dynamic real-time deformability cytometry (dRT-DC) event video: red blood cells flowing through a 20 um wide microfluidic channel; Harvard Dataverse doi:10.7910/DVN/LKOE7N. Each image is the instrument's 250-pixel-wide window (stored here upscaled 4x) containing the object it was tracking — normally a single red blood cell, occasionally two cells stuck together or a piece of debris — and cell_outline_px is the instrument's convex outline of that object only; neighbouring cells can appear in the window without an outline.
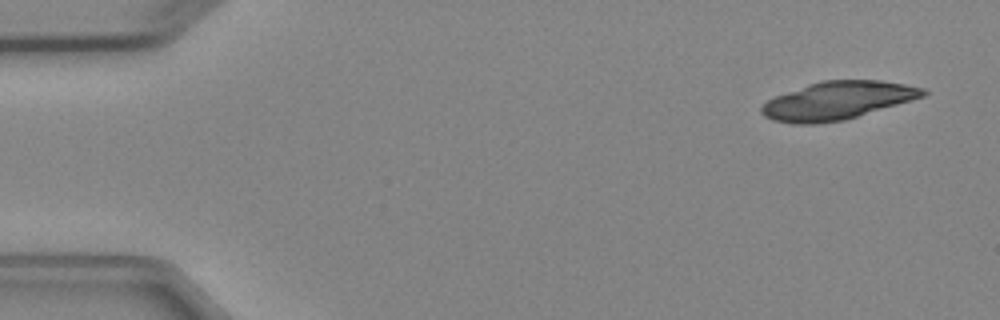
{"species": "Egyptian fruit bat (a non-hibernating species)", "species_latin": "Rousettus aegyptiacus", "temperature_condition": "cold", "stored_images_in_passage": 4, "camera_frame_rate_fps": 3000, "um_per_image_px": 0.085, "animal": {"sex": "female"}, "frame": {"image": 1, "passage_image": 1, "time_ms": 0.0, "image_size_px": [1000, 320], "cell_outline_px": [[928, 92], [924, 96], [844, 120], [816, 124], [792, 124], [772, 120], [764, 116], [760, 112], [760, 108], [768, 100], [776, 96], [808, 84], [824, 80], [880, 80], [904, 84], [924, 88]], "centroid_in_image_um": [71.16, 8.55], "position_along_channel_um": 13.8, "area_um2": 35.49}}